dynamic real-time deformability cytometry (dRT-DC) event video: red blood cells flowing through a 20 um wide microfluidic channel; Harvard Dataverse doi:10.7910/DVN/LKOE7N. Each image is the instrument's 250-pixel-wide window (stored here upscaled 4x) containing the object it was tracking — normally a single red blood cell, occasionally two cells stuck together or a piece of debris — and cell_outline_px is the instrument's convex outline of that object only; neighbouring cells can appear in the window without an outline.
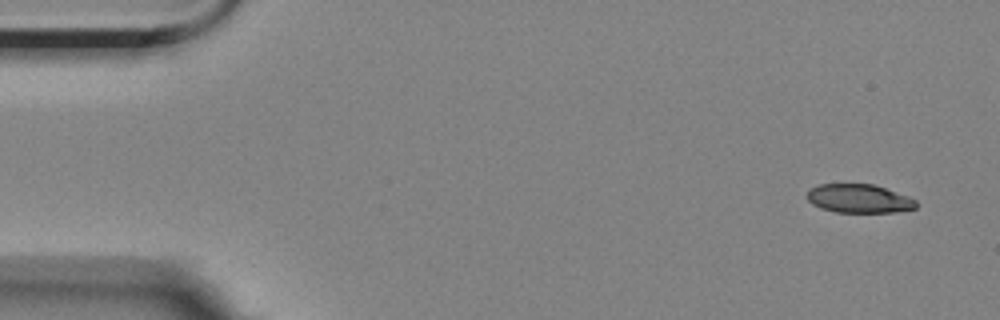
{"species": "Egyptian fruit bat (a non-hibernating species)", "species_latin": "Rousettus aegyptiacus", "temperature_condition": "room temperature", "stored_images_in_passage": 5, "camera_frame_rate_fps": 3000, "um_per_image_px": 0.085, "animal": {"sex": "female"}, "frame": {"image": 1, "passage_image": 1, "time_ms": 0.0, "image_size_px": [1000, 320], "cell_outline_px": [[916, 208], [896, 212], [836, 212], [820, 208], [812, 204], [808, 200], [808, 192], [812, 188], [820, 184], [872, 184], [908, 196], [916, 200]], "centroid_in_image_um": [73.02, 16.88], "position_along_channel_um": 12.0, "area_um2": 18.03}}